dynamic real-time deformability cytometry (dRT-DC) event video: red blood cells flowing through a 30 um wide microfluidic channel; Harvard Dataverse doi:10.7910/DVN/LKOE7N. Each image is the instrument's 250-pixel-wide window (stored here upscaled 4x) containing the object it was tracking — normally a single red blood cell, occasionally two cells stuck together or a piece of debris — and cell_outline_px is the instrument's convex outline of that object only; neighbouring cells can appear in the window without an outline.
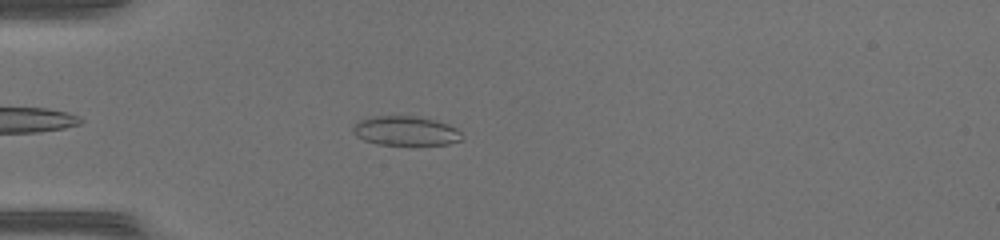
{"species": "common noctule bat (a hibernating species)", "species_latin": "Nyctalus noctula", "temperature_condition": "warm", "stored_images_in_passage": 41, "camera_frame_rate_fps": 3000, "um_per_image_px": 0.085, "animal": {"sex": "female", "body_mass_g": 17.0, "forearm_length_mm": 48.0}, "frame": {"image": 1, "passage_image": 7, "time_ms": 2.0, "image_size_px": [1000, 240], "cell_outline_px": [[460, 140], [448, 144], [412, 148], [376, 144], [364, 140], [356, 136], [352, 132], [352, 128], [360, 120], [376, 116], [416, 116], [436, 120], [448, 124], [456, 128], [460, 132]], "centroid_in_image_um": [34.49, 11.18], "position_along_channel_um": 50.5, "area_um2": 19.42}}
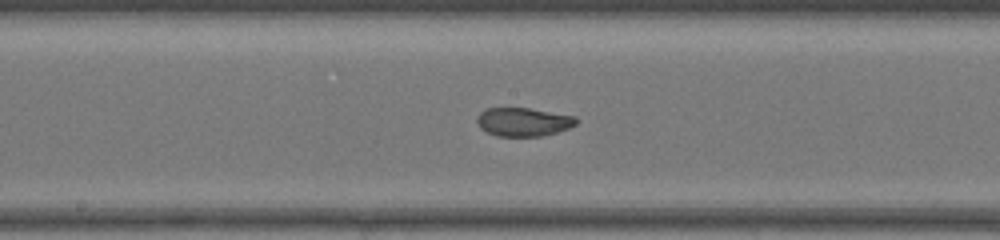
{"frame": {"image": 2, "passage_image": 19, "time_ms": 6.0, "image_size_px": [1000, 240], "cell_outline_px": [[580, 120], [576, 124], [568, 128], [556, 132], [540, 136], [496, 136], [480, 128], [476, 120], [480, 112], [488, 108], [528, 108], [576, 116]], "centroid_in_image_um": [44.5, 10.36], "position_along_channel_um": 203.7, "area_um2": 16.47}}
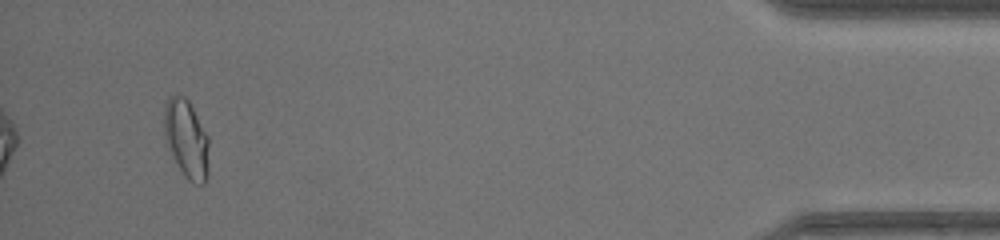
{"frame": {"image": 3, "passage_image": 39, "time_ms": 12.667, "image_size_px": [1000, 240], "cell_outline_px": [[208, 176], [204, 184], [200, 184], [188, 180], [184, 176], [164, 136], [164, 104], [168, 96], [184, 96], [188, 100], [208, 136]], "centroid_in_image_um": [15.85, 11.79], "position_along_channel_um": 419.3, "area_um2": 20.11}}